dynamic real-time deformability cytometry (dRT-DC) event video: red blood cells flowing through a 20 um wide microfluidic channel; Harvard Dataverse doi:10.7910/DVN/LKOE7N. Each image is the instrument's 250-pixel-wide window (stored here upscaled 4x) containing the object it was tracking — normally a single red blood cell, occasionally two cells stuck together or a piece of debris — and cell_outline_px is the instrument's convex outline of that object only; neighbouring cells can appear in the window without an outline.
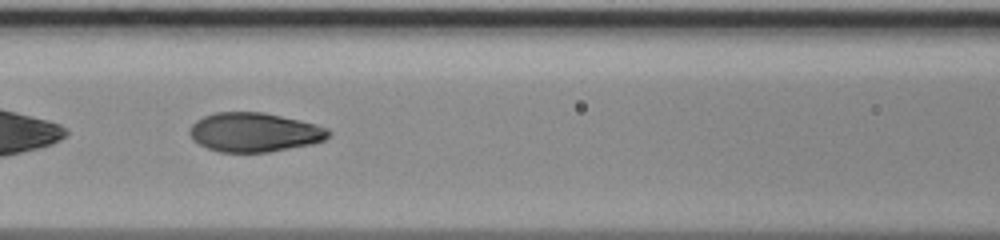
{"species": "human", "species_latin": "Homo sapiens", "temperature_condition": "room temperature", "stored_images_in_passage": 42, "segment_of_instrument_passage": [2, 2], "camera_frame_rate_fps": 3000, "um_per_image_px": 0.085, "donor": {"sex": "male"}, "frame": {"image": 1, "passage_image": 22, "time_ms": 7.0, "image_size_px": [1000, 240], "cell_outline_px": [[332, 132], [324, 140], [312, 144], [268, 152], [220, 152], [208, 148], [192, 140], [188, 132], [192, 124], [196, 120], [204, 116], [216, 112], [264, 112], [300, 120], [316, 124], [328, 128]], "centroid_in_image_um": [21.62, 11.24], "position_along_channel_um": 145.0, "area_um2": 31.79}}
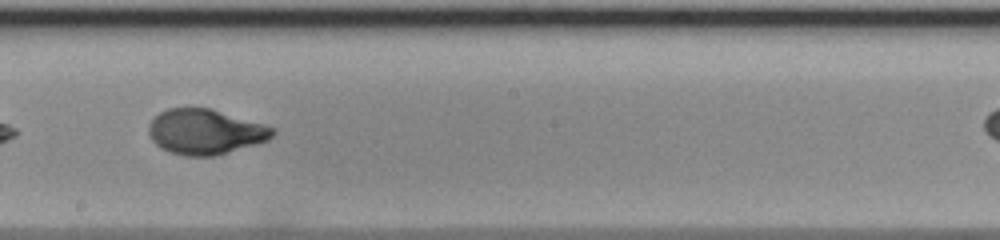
{"frame": {"image": 2, "passage_image": 28, "time_ms": 9.0, "image_size_px": [1000, 240], "cell_outline_px": [[276, 132], [268, 140], [256, 144], [216, 156], [184, 156], [160, 148], [152, 140], [148, 132], [148, 124], [160, 112], [168, 108], [212, 108], [264, 124], [276, 128]], "centroid_in_image_um": [17.46, 11.2], "position_along_channel_um": 230.7, "area_um2": 32.77}}
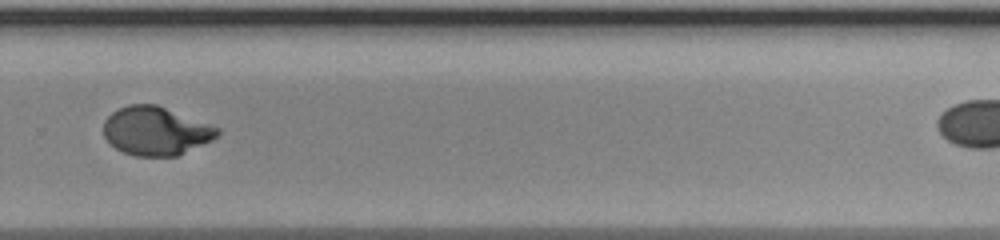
{"frame": {"image": 3, "passage_image": 34, "time_ms": 11.0, "image_size_px": [1000, 240], "cell_outline_px": [[220, 132], [212, 140], [176, 156], [136, 156], [124, 152], [116, 148], [104, 136], [104, 120], [112, 112], [128, 104], [156, 104], [220, 128]], "centroid_in_image_um": [13.23, 11.13], "position_along_channel_um": 316.6, "area_um2": 31.91}}